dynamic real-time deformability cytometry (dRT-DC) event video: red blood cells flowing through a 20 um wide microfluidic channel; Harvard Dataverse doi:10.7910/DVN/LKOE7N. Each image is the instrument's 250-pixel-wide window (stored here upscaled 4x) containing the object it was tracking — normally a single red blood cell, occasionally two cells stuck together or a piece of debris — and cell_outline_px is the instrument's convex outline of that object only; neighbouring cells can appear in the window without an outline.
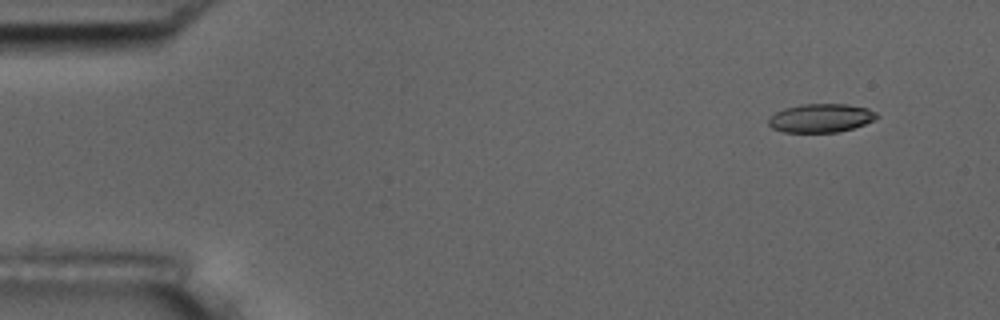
{"species": "common noctule bat (a hibernating species)", "species_latin": "Nyctalus noctula", "temperature_condition": "room temperature", "stored_images_in_passage": 5, "camera_frame_rate_fps": 3000, "um_per_image_px": 0.085, "animal": {"sex": "male", "body_mass_g": 17.5, "forearm_length_mm": 52.3}, "frame": {"image": 1, "passage_image": 1, "time_ms": 0.0, "image_size_px": [1000, 320], "cell_outline_px": [[880, 116], [864, 124], [852, 128], [836, 132], [784, 132], [772, 128], [768, 124], [768, 116], [784, 108], [800, 104], [848, 104], [868, 108], [876, 112]], "centroid_in_image_um": [69.74, 10.02], "position_along_channel_um": 15.3, "area_um2": 18.09}}
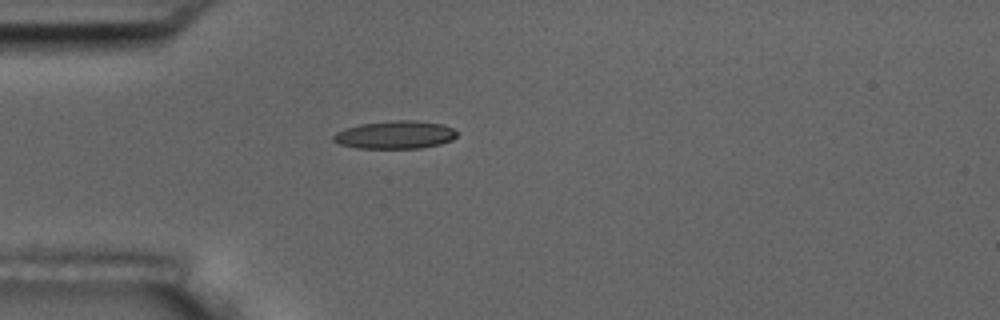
{"frame": {"image": 2, "passage_image": 4, "time_ms": 3.667, "image_size_px": [1000, 320], "cell_outline_px": [[460, 132], [452, 140], [440, 144], [420, 148], [356, 148], [340, 144], [332, 140], [332, 136], [336, 132], [344, 128], [360, 124], [396, 120], [412, 120], [440, 124], [452, 128]], "centroid_in_image_um": [33.57, 11.46], "position_along_channel_um": 51.4, "area_um2": 20.11}}